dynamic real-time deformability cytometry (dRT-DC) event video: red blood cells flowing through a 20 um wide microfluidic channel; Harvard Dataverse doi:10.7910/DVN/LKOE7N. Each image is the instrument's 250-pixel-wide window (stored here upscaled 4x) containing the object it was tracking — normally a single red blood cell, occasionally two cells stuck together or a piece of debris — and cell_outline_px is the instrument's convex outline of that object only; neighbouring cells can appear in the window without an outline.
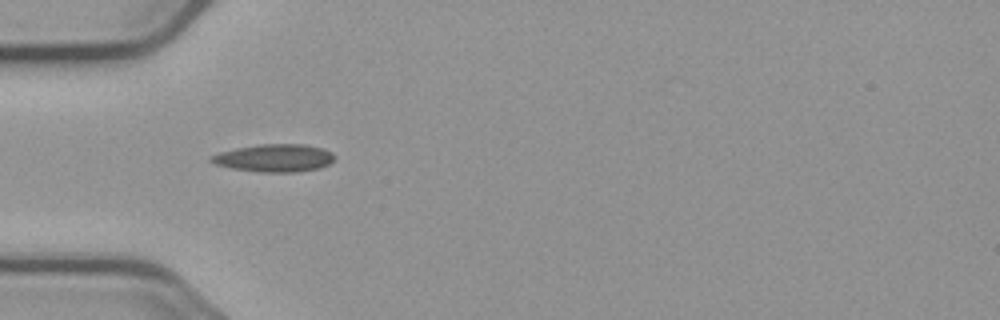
{"species": "common noctule bat (a hibernating species)", "species_latin": "Nyctalus noctula", "temperature_condition": "cold", "stored_images_in_passage": 6, "camera_frame_rate_fps": 3000, "um_per_image_px": 0.085, "animal": {"sex": "male", "body_mass_g": 23.1, "forearm_length_mm": 52.7}, "frame": {"image": 1, "passage_image": 5, "time_ms": 4.667, "image_size_px": [1000, 320], "cell_outline_px": [[336, 156], [328, 164], [320, 168], [292, 172], [264, 172], [232, 168], [216, 164], [208, 160], [208, 156], [220, 152], [236, 148], [260, 144], [304, 144], [324, 148], [332, 152]], "centroid_in_image_um": [23.32, 13.42], "position_along_channel_um": 61.7, "area_um2": 19.88}}
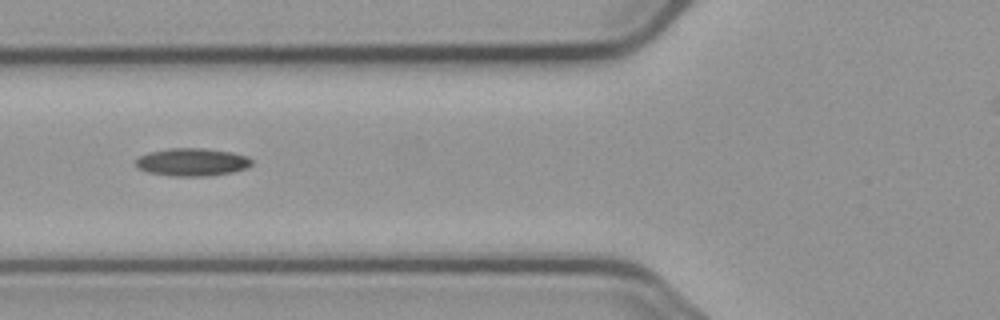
{"frame": {"image": 2, "passage_image": 6, "time_ms": 6.0, "image_size_px": [1000, 320], "cell_outline_px": [[252, 164], [248, 168], [232, 172], [208, 176], [172, 176], [148, 172], [140, 168], [136, 164], [136, 160], [140, 156], [148, 152], [168, 148], [204, 148], [232, 152], [248, 156], [252, 160]], "centroid_in_image_um": [16.37, 13.77], "position_along_channel_um": 109.4, "area_um2": 18.84}}